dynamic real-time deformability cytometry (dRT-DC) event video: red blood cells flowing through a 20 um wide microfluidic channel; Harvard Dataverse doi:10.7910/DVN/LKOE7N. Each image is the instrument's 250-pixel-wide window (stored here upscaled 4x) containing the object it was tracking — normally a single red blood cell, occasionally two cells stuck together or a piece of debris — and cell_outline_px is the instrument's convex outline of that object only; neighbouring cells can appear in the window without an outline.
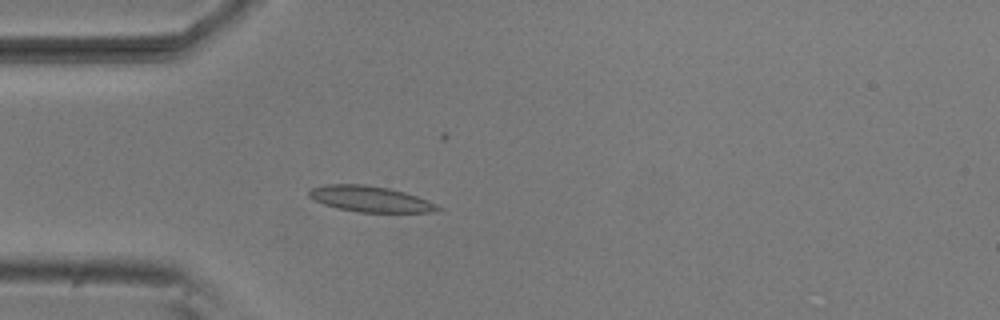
{"species": "common noctule bat (a hibernating species)", "species_latin": "Nyctalus noctula", "temperature_condition": "room temperature", "stored_images_in_passage": 5, "camera_frame_rate_fps": 3000, "um_per_image_px": 0.085, "animal": {"sex": "male", "body_mass_g": 20.5, "forearm_length_mm": 52.5}, "frame": {"image": 1, "passage_image": 4, "time_ms": 1.0, "image_size_px": [1000, 320], "cell_outline_px": [[444, 208], [440, 212], [360, 212], [336, 208], [324, 204], [308, 196], [308, 188], [324, 184], [364, 184], [388, 188], [404, 192], [428, 200]], "centroid_in_image_um": [31.48, 16.91], "position_along_channel_um": 53.5, "area_um2": 19.54}}